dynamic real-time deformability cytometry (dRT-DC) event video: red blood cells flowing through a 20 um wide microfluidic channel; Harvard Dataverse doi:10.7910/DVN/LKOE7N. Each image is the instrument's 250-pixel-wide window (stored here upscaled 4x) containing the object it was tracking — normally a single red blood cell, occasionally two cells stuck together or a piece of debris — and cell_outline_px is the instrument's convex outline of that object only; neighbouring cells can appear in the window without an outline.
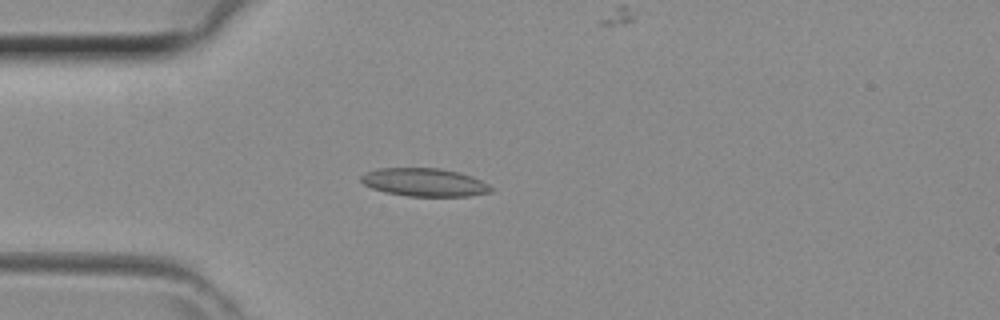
{"species": "common noctule bat (a hibernating species)", "species_latin": "Nyctalus noctula", "temperature_condition": "room temperature", "stored_images_in_passage": 33, "camera_frame_rate_fps": 3000, "um_per_image_px": 0.085, "animal": {"sex": "female", "body_mass_g": 29.2, "forearm_length_mm": 56.3}, "frame": {"image": 1, "passage_image": 1, "time_ms": 0.0, "image_size_px": [1000, 320], "cell_outline_px": [[492, 192], [468, 196], [408, 196], [384, 192], [372, 188], [364, 184], [360, 180], [360, 176], [376, 168], [440, 168], [460, 172], [472, 176], [488, 184], [492, 188]], "centroid_in_image_um": [36.08, 15.49], "position_along_channel_um": 48.9, "area_um2": 21.33}}
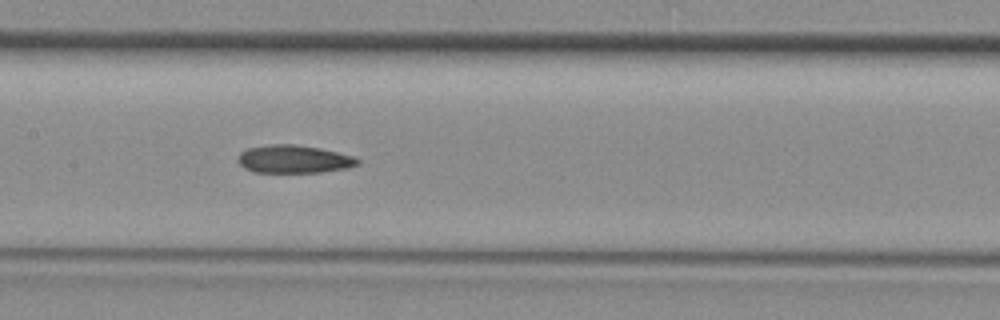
{"frame": {"image": 2, "passage_image": 10, "time_ms": 3.0, "image_size_px": [1000, 320], "cell_outline_px": [[360, 164], [348, 168], [320, 172], [252, 172], [244, 168], [236, 160], [240, 152], [248, 148], [272, 144], [296, 144], [320, 148], [356, 156], [360, 160]], "centroid_in_image_um": [25.0, 13.52], "position_along_channel_um": 182.4, "area_um2": 19.71}}
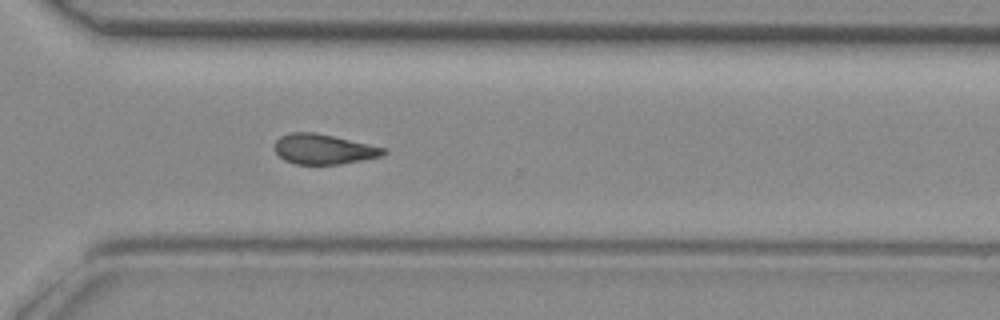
{"frame": {"image": 3, "passage_image": 20, "time_ms": 6.333, "image_size_px": [1000, 320], "cell_outline_px": [[388, 152], [380, 156], [340, 164], [296, 164], [284, 160], [276, 152], [276, 140], [280, 136], [292, 132], [312, 132], [332, 136], [388, 148]], "centroid_in_image_um": [27.52, 12.68], "position_along_channel_um": 343.1, "area_um2": 18.84}}